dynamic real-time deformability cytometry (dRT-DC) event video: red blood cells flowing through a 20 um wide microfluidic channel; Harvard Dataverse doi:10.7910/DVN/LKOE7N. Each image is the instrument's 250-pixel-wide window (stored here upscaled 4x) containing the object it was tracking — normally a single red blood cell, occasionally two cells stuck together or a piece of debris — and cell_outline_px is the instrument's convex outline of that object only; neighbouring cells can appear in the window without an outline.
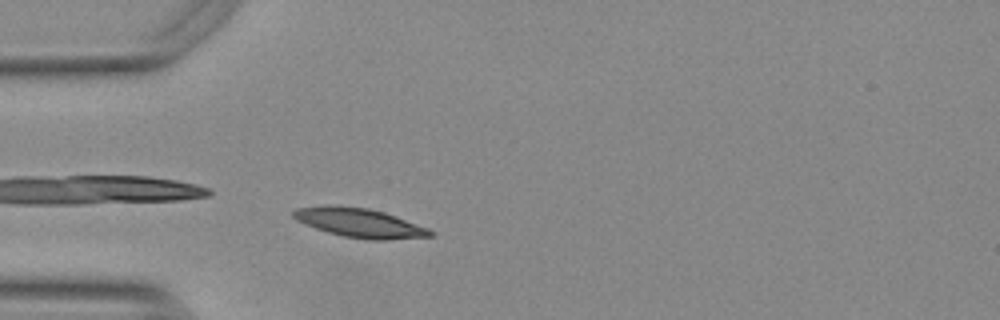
{"species": "Egyptian fruit bat (a non-hibernating species)", "species_latin": "Rousettus aegyptiacus", "temperature_condition": "warm", "stored_images_in_passage": 38, "camera_frame_rate_fps": 3000, "um_per_image_px": 0.085, "animal": {"sex": "female"}, "frame": {"image": 1, "passage_image": 4, "time_ms": 1.0, "image_size_px": [1000, 320], "cell_outline_px": [[436, 232], [432, 236], [388, 240], [368, 240], [344, 236], [328, 232], [304, 224], [296, 220], [292, 216], [292, 212], [296, 208], [368, 208], [384, 212], [396, 216], [428, 228]], "centroid_in_image_um": [30.67, 19.0], "position_along_channel_um": 54.3, "area_um2": 22.37}}
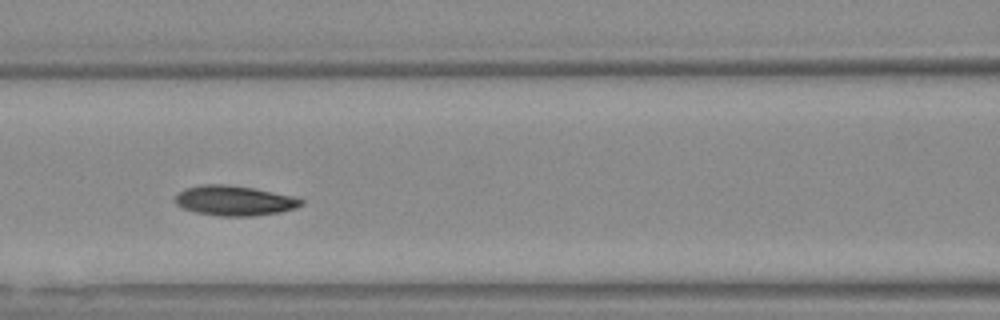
{"frame": {"image": 2, "passage_image": 12, "time_ms": 3.667, "image_size_px": [1000, 320], "cell_outline_px": [[304, 204], [296, 208], [280, 212], [256, 216], [216, 216], [196, 212], [184, 208], [176, 204], [176, 196], [184, 188], [200, 184], [224, 184], [252, 188], [272, 192], [304, 200]], "centroid_in_image_um": [19.9, 17.06], "position_along_channel_um": 146.7, "area_um2": 21.85}}
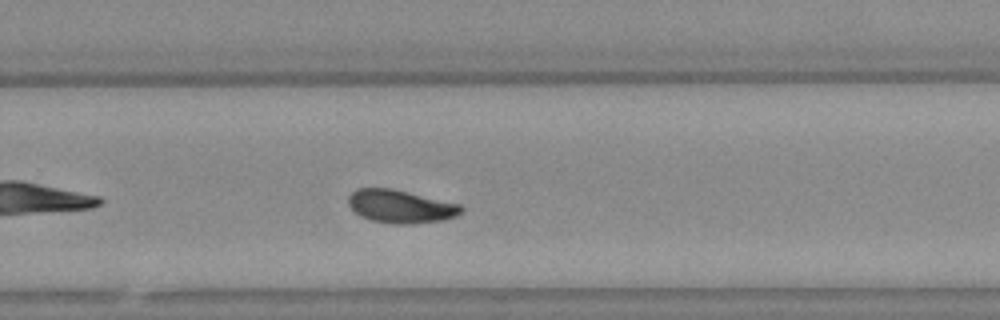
{"frame": {"image": 3, "passage_image": 24, "time_ms": 7.667, "image_size_px": [1000, 320], "cell_outline_px": [[464, 208], [456, 216], [444, 220], [412, 224], [392, 224], [372, 220], [360, 216], [348, 204], [348, 196], [356, 188], [392, 188], [460, 204]], "centroid_in_image_um": [34.04, 17.55], "position_along_channel_um": 295.8, "area_um2": 21.79}, "authors_computed_cell_mechanics": {"area_um2": 21.5016, "velocity_mm_per_s": 3.7469, "shape_relaxation_time_tau1_ms": 3.3949, "shape_relaxation_time_tau2_ms": 3.8739, "deformation_change_tau1": 0.1176, "deformation_change_tau2": 0.0725}}